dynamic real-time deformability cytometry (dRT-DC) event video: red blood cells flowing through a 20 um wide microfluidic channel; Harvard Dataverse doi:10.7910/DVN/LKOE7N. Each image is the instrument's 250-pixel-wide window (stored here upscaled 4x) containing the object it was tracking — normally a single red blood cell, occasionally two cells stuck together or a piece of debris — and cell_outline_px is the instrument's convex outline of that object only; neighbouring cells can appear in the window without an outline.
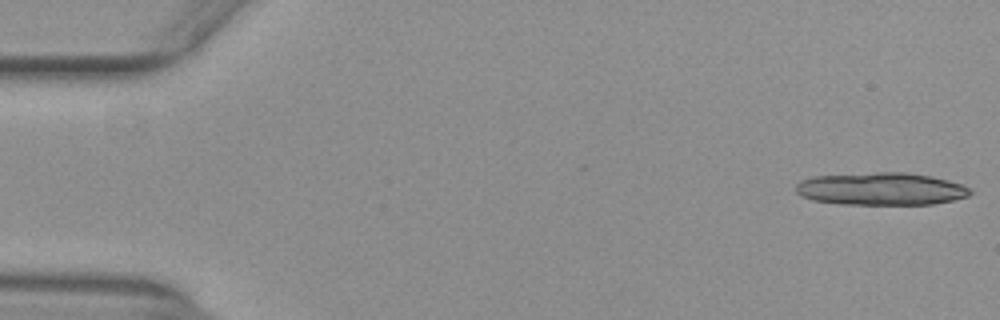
{"species": "common noctule bat (a hibernating species)", "species_latin": "Nyctalus noctula", "temperature_condition": "warm", "stored_images_in_passage": 15, "camera_frame_rate_fps": 3000, "um_per_image_px": 0.085, "animal": {"sex": "female", "body_mass_g": 29.2, "forearm_length_mm": 56.3}, "frame": {"image": 1, "passage_image": 1, "time_ms": 0.0, "image_size_px": [1000, 320], "cell_outline_px": [[972, 192], [968, 196], [952, 200], [932, 204], [840, 204], [812, 200], [800, 196], [796, 192], [796, 184], [800, 180], [812, 176], [876, 172], [908, 172], [932, 176], [948, 180], [960, 184], [968, 188]], "centroid_in_image_um": [74.84, 16.05], "position_along_channel_um": 10.2, "area_um2": 33.23}}